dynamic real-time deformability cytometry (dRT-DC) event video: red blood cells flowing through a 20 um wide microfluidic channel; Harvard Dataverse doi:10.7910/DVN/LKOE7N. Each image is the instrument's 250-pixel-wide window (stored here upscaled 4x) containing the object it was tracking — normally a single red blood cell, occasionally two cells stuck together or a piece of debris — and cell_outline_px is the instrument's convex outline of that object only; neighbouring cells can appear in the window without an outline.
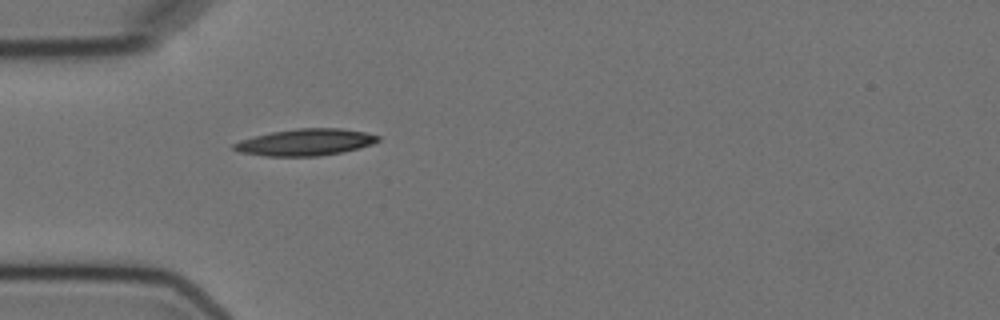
{"species": "Egyptian fruit bat (a non-hibernating species)", "species_latin": "Rousettus aegyptiacus", "temperature_condition": "cold", "stored_images_in_passage": 4, "camera_frame_rate_fps": 3000, "um_per_image_px": 0.085, "animal": {"sex": "female"}, "frame": {"image": 1, "passage_image": 4, "time_ms": 4.667, "image_size_px": [1000, 320], "cell_outline_px": [[380, 140], [372, 144], [360, 148], [344, 152], [320, 156], [264, 156], [240, 152], [232, 148], [232, 144], [240, 140], [272, 132], [296, 128], [340, 128], [364, 132], [380, 136]], "centroid_in_image_um": [25.98, 12.09], "position_along_channel_um": 59.0, "area_um2": 22.48}}